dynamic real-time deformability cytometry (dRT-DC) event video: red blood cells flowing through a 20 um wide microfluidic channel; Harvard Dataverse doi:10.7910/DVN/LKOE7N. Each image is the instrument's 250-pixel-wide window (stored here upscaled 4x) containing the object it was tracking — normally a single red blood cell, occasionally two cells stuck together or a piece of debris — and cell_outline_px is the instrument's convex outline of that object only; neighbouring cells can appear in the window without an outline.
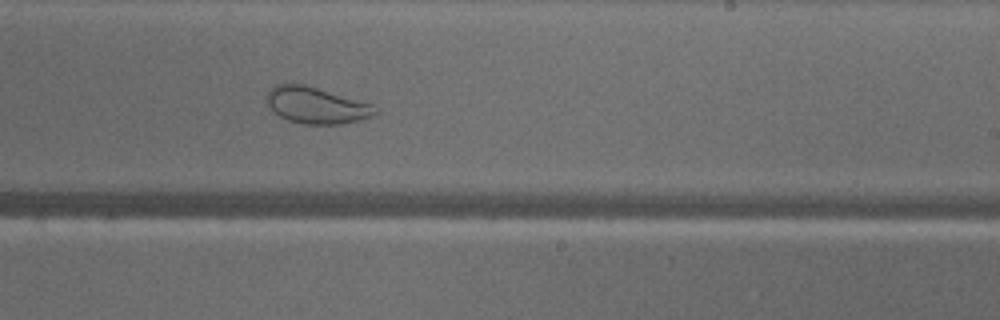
{"species": "common noctule bat (a hibernating species)", "species_latin": "Nyctalus noctula", "temperature_condition": "warm", "stored_images_in_passage": 48, "camera_frame_rate_fps": 3000, "um_per_image_px": 0.085, "animal": {"sex": "male", "body_mass_g": 18.8}, "frame": {"image": 1, "passage_image": 28, "time_ms": 9.0, "image_size_px": [1000, 320], "cell_outline_px": [[380, 112], [356, 120], [340, 124], [304, 124], [288, 120], [280, 116], [264, 100], [268, 92], [276, 84], [304, 84], [372, 104], [380, 108]], "centroid_in_image_um": [26.88, 8.95], "position_along_channel_um": 262.1, "area_um2": 22.72}}
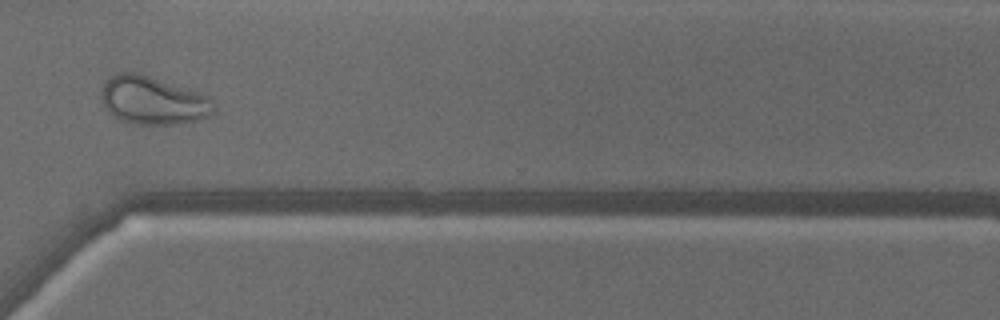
{"frame": {"image": 2, "passage_image": 35, "time_ms": 11.333, "image_size_px": [1000, 320], "cell_outline_px": [[216, 112], [208, 116], [196, 120], [176, 124], [136, 124], [120, 120], [112, 116], [104, 108], [100, 96], [100, 92], [104, 80], [116, 72], [136, 72], [208, 96], [216, 104]], "centroid_in_image_um": [12.95, 8.54], "position_along_channel_um": 357.7, "area_um2": 31.67}}